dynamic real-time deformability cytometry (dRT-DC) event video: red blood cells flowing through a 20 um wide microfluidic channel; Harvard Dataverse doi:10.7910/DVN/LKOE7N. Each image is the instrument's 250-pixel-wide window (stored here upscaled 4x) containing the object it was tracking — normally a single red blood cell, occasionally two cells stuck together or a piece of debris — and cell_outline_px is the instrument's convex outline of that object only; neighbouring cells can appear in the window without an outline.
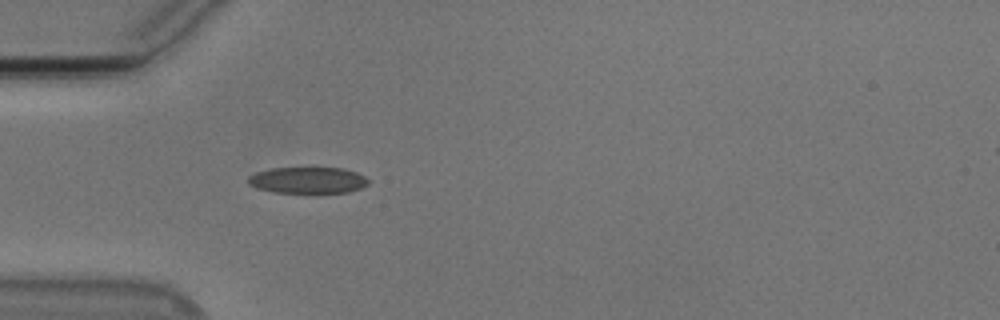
{"species": "Egyptian fruit bat (a non-hibernating species)", "species_latin": "Rousettus aegyptiacus", "temperature_condition": "cold", "stored_images_in_passage": 39, "camera_frame_rate_fps": 3000, "um_per_image_px": 0.085, "animal": {"sex": "male"}, "frame": {"image": 1, "passage_image": 1, "time_ms": 0.0, "image_size_px": [1000, 320], "cell_outline_px": [[368, 184], [360, 188], [348, 192], [272, 192], [256, 188], [248, 184], [248, 176], [256, 172], [272, 168], [344, 168], [356, 172], [364, 176], [368, 180]], "centroid_in_image_um": [26.13, 15.31], "position_along_channel_um": 58.9, "area_um2": 18.32}}
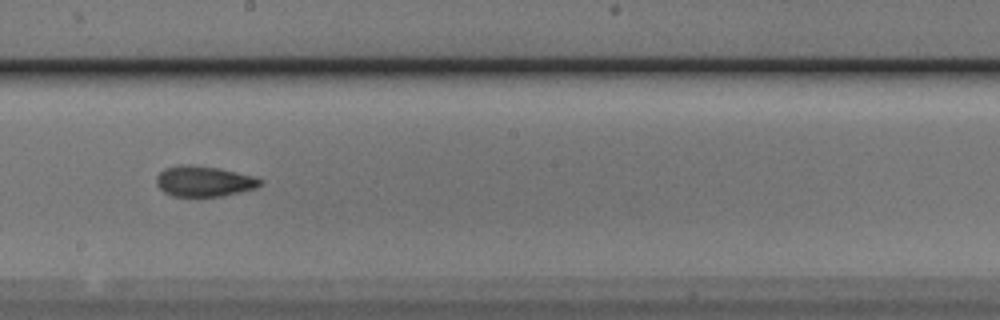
{"frame": {"image": 2, "passage_image": 15, "time_ms": 4.667, "image_size_px": [1000, 320], "cell_outline_px": [[264, 184], [256, 188], [240, 192], [220, 196], [172, 196], [164, 192], [156, 184], [156, 176], [164, 168], [180, 164], [192, 164], [216, 168], [236, 172], [252, 176], [264, 180]], "centroid_in_image_um": [17.33, 15.4], "position_along_channel_um": 230.9, "area_um2": 18.55}}
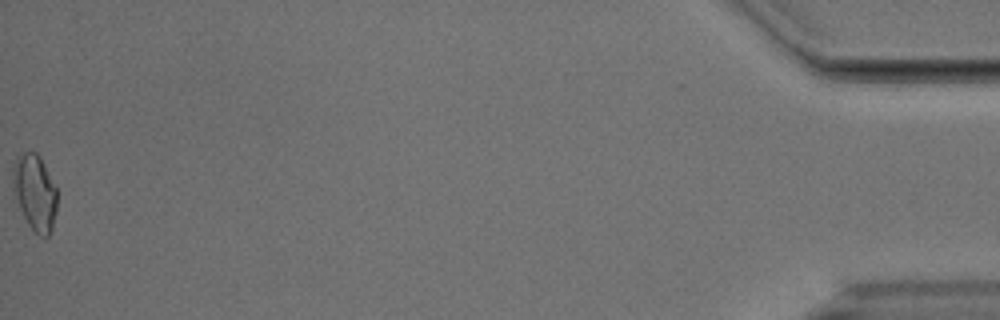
{"frame": {"image": 3, "passage_image": 39, "time_ms": 12.667, "image_size_px": [1000, 320], "cell_outline_px": [[56, 212], [52, 228], [48, 236], [40, 236], [28, 224], [20, 208], [16, 196], [12, 176], [12, 168], [16, 160], [24, 152], [36, 152], [40, 156], [56, 188]], "centroid_in_image_um": [2.98, 16.35], "position_along_channel_um": 432.2, "area_um2": 19.07}, "authors_computed_cell_mechanics": {"area_um2": 18.2648, "velocity_mm_per_s": 3.7725, "shape_relaxation_time_tau1_ms": null, "shape_relaxation_time_tau2_ms": 2.9848, "deformation_change_tau1": null, "deformation_change_tau2": 0.0975}}